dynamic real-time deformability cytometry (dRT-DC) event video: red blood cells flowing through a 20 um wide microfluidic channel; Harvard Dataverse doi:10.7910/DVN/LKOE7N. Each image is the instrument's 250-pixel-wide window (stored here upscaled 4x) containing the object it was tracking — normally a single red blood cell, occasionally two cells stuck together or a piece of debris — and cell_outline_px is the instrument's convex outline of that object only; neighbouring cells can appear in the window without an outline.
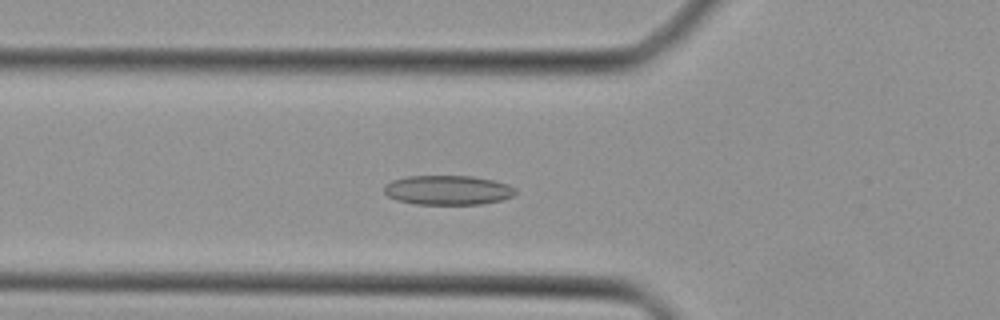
{"species": "Egyptian fruit bat (a non-hibernating species)", "species_latin": "Rousettus aegyptiacus", "temperature_condition": "cold", "stored_images_in_passage": 45, "camera_frame_rate_fps": 3000, "um_per_image_px": 0.085, "animal": {"sex": "female"}, "frame": {"image": 1, "passage_image": 16, "time_ms": 5.0, "image_size_px": [1000, 320], "cell_outline_px": [[516, 192], [512, 196], [500, 200], [480, 204], [416, 204], [396, 200], [388, 196], [384, 192], [384, 184], [392, 180], [408, 176], [472, 176], [492, 180], [508, 184], [516, 188]], "centroid_in_image_um": [38.04, 16.15], "position_along_channel_um": 87.8, "area_um2": 22.54}}
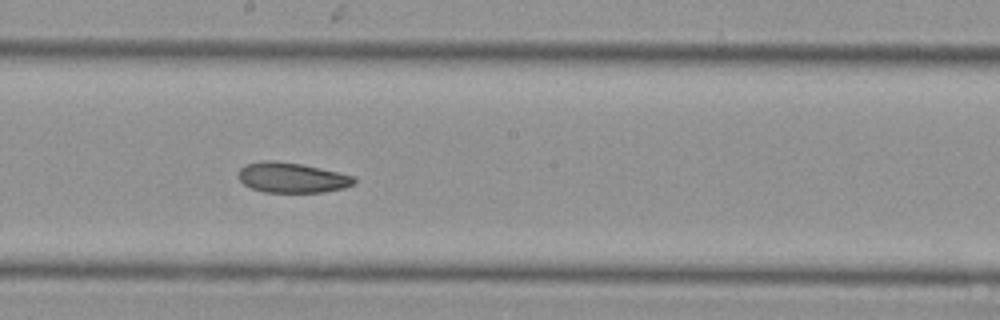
{"frame": {"image": 2, "passage_image": 25, "time_ms": 8.0, "image_size_px": [1000, 320], "cell_outline_px": [[356, 184], [344, 188], [324, 192], [264, 192], [252, 188], [244, 184], [236, 176], [240, 168], [244, 164], [264, 160], [276, 160], [300, 164], [320, 168], [352, 176], [356, 180]], "centroid_in_image_um": [24.77, 15.09], "position_along_channel_um": 223.4, "area_um2": 20.4}}
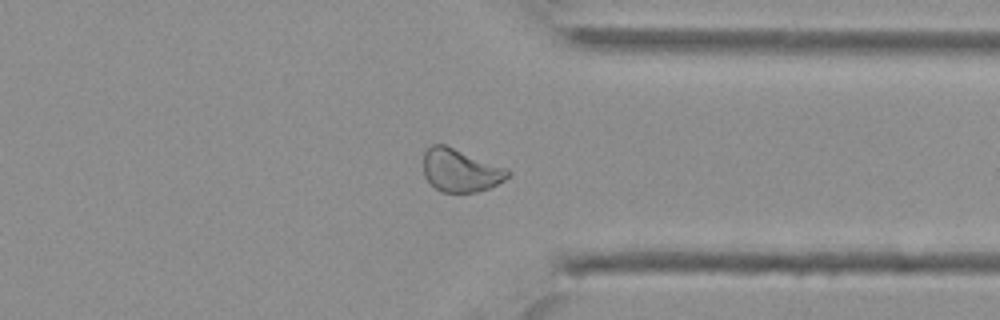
{"frame": {"image": 3, "passage_image": 35, "time_ms": 11.333, "image_size_px": [1000, 320], "cell_outline_px": [[512, 172], [504, 180], [488, 188], [476, 192], [440, 192], [424, 176], [424, 152], [432, 144], [444, 144], [504, 168]], "centroid_in_image_um": [39.1, 14.49], "position_along_channel_um": 372.3, "area_um2": 20.63}}